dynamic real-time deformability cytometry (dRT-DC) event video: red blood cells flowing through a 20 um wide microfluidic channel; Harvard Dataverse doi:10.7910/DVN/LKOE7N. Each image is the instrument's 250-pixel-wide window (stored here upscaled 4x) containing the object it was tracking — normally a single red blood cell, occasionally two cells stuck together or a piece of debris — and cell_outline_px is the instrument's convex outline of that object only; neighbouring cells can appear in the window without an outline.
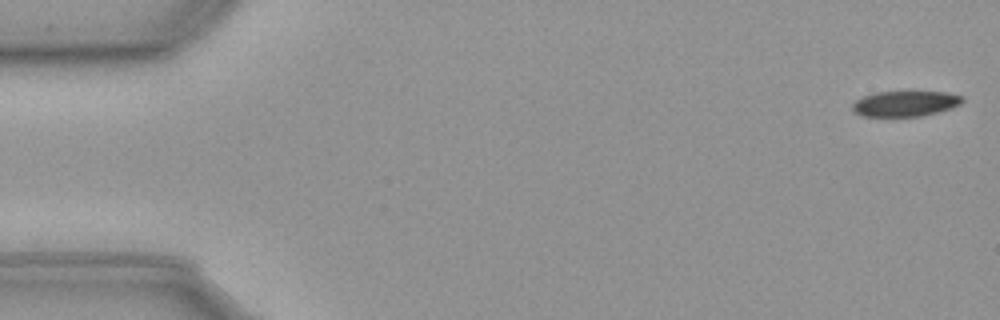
{"species": "common noctule bat (a hibernating species)", "species_latin": "Nyctalus noctula", "temperature_condition": "cold", "stored_images_in_passage": 56, "camera_frame_rate_fps": 3000, "um_per_image_px": 0.085, "animal": {"sex": "male", "body_mass_g": 23.1, "forearm_length_mm": 52.7}, "frame": {"image": 1, "passage_image": 1, "time_ms": 0.0, "image_size_px": [1000, 320], "cell_outline_px": [[964, 100], [960, 104], [952, 108], [920, 116], [860, 116], [852, 108], [852, 104], [856, 100], [864, 96], [876, 92], [948, 92], [964, 96]], "centroid_in_image_um": [76.97, 8.8], "position_along_channel_um": 8.0, "area_um2": 16.24}}
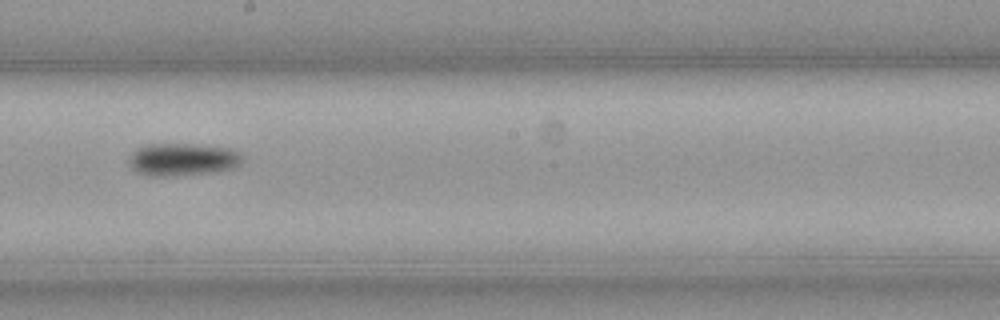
{"frame": {"image": 2, "passage_image": 31, "time_ms": 10.0, "image_size_px": [1000, 320], "cell_outline_px": [[244, 156], [240, 164], [232, 168], [216, 172], [164, 176], [152, 176], [136, 172], [132, 168], [128, 160], [132, 152], [136, 148], [148, 144], [192, 144], [232, 148]], "centroid_in_image_um": [15.53, 13.54], "position_along_channel_um": 232.7, "area_um2": 21.62}}
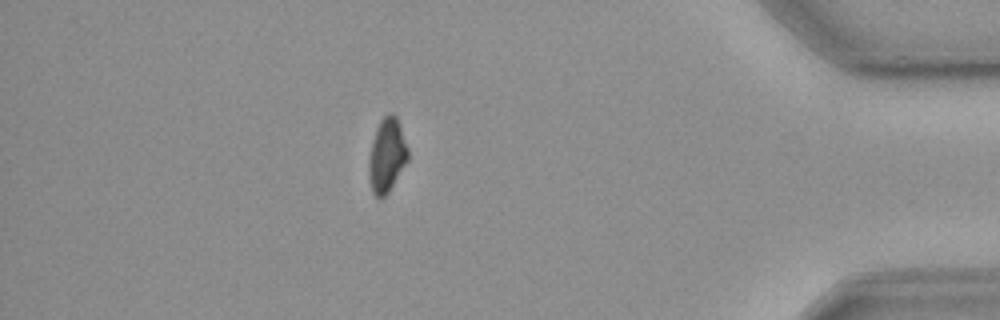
{"frame": {"image": 3, "passage_image": 49, "time_ms": 16.0, "image_size_px": [1000, 320], "cell_outline_px": [[408, 160], [388, 192], [380, 200], [372, 192], [368, 168], [368, 164], [372, 140], [376, 128], [380, 120], [388, 112], [392, 112], [396, 116], [408, 148]], "centroid_in_image_um": [32.88, 13.19], "position_along_channel_um": 402.3, "area_um2": 16.76}, "authors_computed_cell_mechanics": {"area_um2": 18.496, "velocity_mm_per_s": 3.614, "shape_relaxation_time_tau1_ms": 3.8086, "shape_relaxation_time_tau2_ms": null, "deformation_change_tau1": 0.0757, "deformation_change_tau2": null}}